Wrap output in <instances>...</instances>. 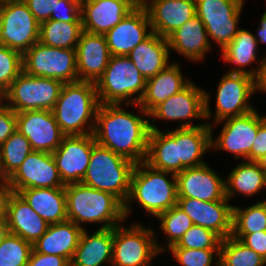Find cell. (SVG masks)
<instances>
[{"instance_id": "cell-1", "label": "cell", "mask_w": 266, "mask_h": 266, "mask_svg": "<svg viewBox=\"0 0 266 266\" xmlns=\"http://www.w3.org/2000/svg\"><path fill=\"white\" fill-rule=\"evenodd\" d=\"M122 104H100L96 111L95 142L135 164L144 162L150 134V119L122 108Z\"/></svg>"}, {"instance_id": "cell-2", "label": "cell", "mask_w": 266, "mask_h": 266, "mask_svg": "<svg viewBox=\"0 0 266 266\" xmlns=\"http://www.w3.org/2000/svg\"><path fill=\"white\" fill-rule=\"evenodd\" d=\"M65 194L67 220L83 229V223H103L99 229H108L125 221L124 204L109 192L78 182L66 184Z\"/></svg>"}, {"instance_id": "cell-3", "label": "cell", "mask_w": 266, "mask_h": 266, "mask_svg": "<svg viewBox=\"0 0 266 266\" xmlns=\"http://www.w3.org/2000/svg\"><path fill=\"white\" fill-rule=\"evenodd\" d=\"M171 174V179L168 175ZM136 202L147 214H159L177 205L176 174L150 167L145 162L135 164L130 180V192L124 203L125 219L131 213V202Z\"/></svg>"}, {"instance_id": "cell-4", "label": "cell", "mask_w": 266, "mask_h": 266, "mask_svg": "<svg viewBox=\"0 0 266 266\" xmlns=\"http://www.w3.org/2000/svg\"><path fill=\"white\" fill-rule=\"evenodd\" d=\"M99 105L95 83L79 80L64 83L52 112L65 136L93 134Z\"/></svg>"}, {"instance_id": "cell-5", "label": "cell", "mask_w": 266, "mask_h": 266, "mask_svg": "<svg viewBox=\"0 0 266 266\" xmlns=\"http://www.w3.org/2000/svg\"><path fill=\"white\" fill-rule=\"evenodd\" d=\"M135 163L98 143L93 144L89 165L81 183L116 196L123 204L130 192Z\"/></svg>"}, {"instance_id": "cell-6", "label": "cell", "mask_w": 266, "mask_h": 266, "mask_svg": "<svg viewBox=\"0 0 266 266\" xmlns=\"http://www.w3.org/2000/svg\"><path fill=\"white\" fill-rule=\"evenodd\" d=\"M99 104H138L146 79L128 56H111L103 75L95 83ZM137 96H136V95Z\"/></svg>"}, {"instance_id": "cell-7", "label": "cell", "mask_w": 266, "mask_h": 266, "mask_svg": "<svg viewBox=\"0 0 266 266\" xmlns=\"http://www.w3.org/2000/svg\"><path fill=\"white\" fill-rule=\"evenodd\" d=\"M63 85L60 80L31 76L22 71L0 100L16 113L34 110L52 111Z\"/></svg>"}, {"instance_id": "cell-8", "label": "cell", "mask_w": 266, "mask_h": 266, "mask_svg": "<svg viewBox=\"0 0 266 266\" xmlns=\"http://www.w3.org/2000/svg\"><path fill=\"white\" fill-rule=\"evenodd\" d=\"M22 61L23 71L28 75L63 83L79 81L76 49L49 47L37 42L22 55Z\"/></svg>"}, {"instance_id": "cell-9", "label": "cell", "mask_w": 266, "mask_h": 266, "mask_svg": "<svg viewBox=\"0 0 266 266\" xmlns=\"http://www.w3.org/2000/svg\"><path fill=\"white\" fill-rule=\"evenodd\" d=\"M40 23L23 0L0 2V43L22 55L39 42Z\"/></svg>"}, {"instance_id": "cell-10", "label": "cell", "mask_w": 266, "mask_h": 266, "mask_svg": "<svg viewBox=\"0 0 266 266\" xmlns=\"http://www.w3.org/2000/svg\"><path fill=\"white\" fill-rule=\"evenodd\" d=\"M154 230L140 223L127 228L114 227L112 266H150L151 260L161 254L156 247Z\"/></svg>"}, {"instance_id": "cell-11", "label": "cell", "mask_w": 266, "mask_h": 266, "mask_svg": "<svg viewBox=\"0 0 266 266\" xmlns=\"http://www.w3.org/2000/svg\"><path fill=\"white\" fill-rule=\"evenodd\" d=\"M210 93L205 92L196 84L190 82L184 89L169 97L164 102L157 105L150 113L149 118L180 121V128L209 126L206 122L193 125V119H208L212 116L210 102ZM191 119V120H189ZM181 120H187L181 122Z\"/></svg>"}, {"instance_id": "cell-12", "label": "cell", "mask_w": 266, "mask_h": 266, "mask_svg": "<svg viewBox=\"0 0 266 266\" xmlns=\"http://www.w3.org/2000/svg\"><path fill=\"white\" fill-rule=\"evenodd\" d=\"M196 15L203 22L208 38L223 50L238 33L239 17L245 0H195Z\"/></svg>"}, {"instance_id": "cell-13", "label": "cell", "mask_w": 266, "mask_h": 266, "mask_svg": "<svg viewBox=\"0 0 266 266\" xmlns=\"http://www.w3.org/2000/svg\"><path fill=\"white\" fill-rule=\"evenodd\" d=\"M266 119L261 116L256 109L242 115L223 119L218 123H224L220 134L215 138L213 136L212 125L207 122L211 128V149L222 150L233 153L235 159L243 157L244 161H249V153L258 132V126Z\"/></svg>"}, {"instance_id": "cell-14", "label": "cell", "mask_w": 266, "mask_h": 266, "mask_svg": "<svg viewBox=\"0 0 266 266\" xmlns=\"http://www.w3.org/2000/svg\"><path fill=\"white\" fill-rule=\"evenodd\" d=\"M257 91L258 83L252 76L225 73L217 87L214 123L253 111L255 108L251 106L250 98Z\"/></svg>"}, {"instance_id": "cell-15", "label": "cell", "mask_w": 266, "mask_h": 266, "mask_svg": "<svg viewBox=\"0 0 266 266\" xmlns=\"http://www.w3.org/2000/svg\"><path fill=\"white\" fill-rule=\"evenodd\" d=\"M12 192L28 188H65L52 153L32 151L7 180Z\"/></svg>"}, {"instance_id": "cell-16", "label": "cell", "mask_w": 266, "mask_h": 266, "mask_svg": "<svg viewBox=\"0 0 266 266\" xmlns=\"http://www.w3.org/2000/svg\"><path fill=\"white\" fill-rule=\"evenodd\" d=\"M95 138L93 134L64 136L52 153L63 183L81 182L86 174Z\"/></svg>"}, {"instance_id": "cell-17", "label": "cell", "mask_w": 266, "mask_h": 266, "mask_svg": "<svg viewBox=\"0 0 266 266\" xmlns=\"http://www.w3.org/2000/svg\"><path fill=\"white\" fill-rule=\"evenodd\" d=\"M17 130L26 136L33 151L53 153L65 136L51 110L16 113Z\"/></svg>"}, {"instance_id": "cell-18", "label": "cell", "mask_w": 266, "mask_h": 266, "mask_svg": "<svg viewBox=\"0 0 266 266\" xmlns=\"http://www.w3.org/2000/svg\"><path fill=\"white\" fill-rule=\"evenodd\" d=\"M177 206L192 220L216 233L222 240L232 234L233 205L229 200L200 201L195 198H177Z\"/></svg>"}, {"instance_id": "cell-19", "label": "cell", "mask_w": 266, "mask_h": 266, "mask_svg": "<svg viewBox=\"0 0 266 266\" xmlns=\"http://www.w3.org/2000/svg\"><path fill=\"white\" fill-rule=\"evenodd\" d=\"M177 198H195L200 201H220L226 198L225 179L220 178L208 164L186 168L176 174Z\"/></svg>"}, {"instance_id": "cell-20", "label": "cell", "mask_w": 266, "mask_h": 266, "mask_svg": "<svg viewBox=\"0 0 266 266\" xmlns=\"http://www.w3.org/2000/svg\"><path fill=\"white\" fill-rule=\"evenodd\" d=\"M152 33L147 11L141 6L130 12L105 37L112 56H128L132 49Z\"/></svg>"}, {"instance_id": "cell-21", "label": "cell", "mask_w": 266, "mask_h": 266, "mask_svg": "<svg viewBox=\"0 0 266 266\" xmlns=\"http://www.w3.org/2000/svg\"><path fill=\"white\" fill-rule=\"evenodd\" d=\"M135 8L128 0H81L82 28L105 35Z\"/></svg>"}, {"instance_id": "cell-22", "label": "cell", "mask_w": 266, "mask_h": 266, "mask_svg": "<svg viewBox=\"0 0 266 266\" xmlns=\"http://www.w3.org/2000/svg\"><path fill=\"white\" fill-rule=\"evenodd\" d=\"M152 31L167 38L196 15L195 0H145Z\"/></svg>"}, {"instance_id": "cell-23", "label": "cell", "mask_w": 266, "mask_h": 266, "mask_svg": "<svg viewBox=\"0 0 266 266\" xmlns=\"http://www.w3.org/2000/svg\"><path fill=\"white\" fill-rule=\"evenodd\" d=\"M111 56L105 35L83 30L76 47L78 80L96 83Z\"/></svg>"}, {"instance_id": "cell-24", "label": "cell", "mask_w": 266, "mask_h": 266, "mask_svg": "<svg viewBox=\"0 0 266 266\" xmlns=\"http://www.w3.org/2000/svg\"><path fill=\"white\" fill-rule=\"evenodd\" d=\"M178 62L170 63L154 77L146 80L145 92L138 104L142 116L149 113L160 103L184 89L191 81L185 79Z\"/></svg>"}, {"instance_id": "cell-25", "label": "cell", "mask_w": 266, "mask_h": 266, "mask_svg": "<svg viewBox=\"0 0 266 266\" xmlns=\"http://www.w3.org/2000/svg\"><path fill=\"white\" fill-rule=\"evenodd\" d=\"M6 222L9 233L18 235L32 244L42 237L49 227L18 193L12 191L6 203Z\"/></svg>"}, {"instance_id": "cell-26", "label": "cell", "mask_w": 266, "mask_h": 266, "mask_svg": "<svg viewBox=\"0 0 266 266\" xmlns=\"http://www.w3.org/2000/svg\"><path fill=\"white\" fill-rule=\"evenodd\" d=\"M175 142L178 152V173L186 168L206 164L204 154L211 150L210 126L186 127L175 129Z\"/></svg>"}, {"instance_id": "cell-27", "label": "cell", "mask_w": 266, "mask_h": 266, "mask_svg": "<svg viewBox=\"0 0 266 266\" xmlns=\"http://www.w3.org/2000/svg\"><path fill=\"white\" fill-rule=\"evenodd\" d=\"M167 41L169 50H175L194 62L202 61L212 44L203 22L197 15L170 34Z\"/></svg>"}, {"instance_id": "cell-28", "label": "cell", "mask_w": 266, "mask_h": 266, "mask_svg": "<svg viewBox=\"0 0 266 266\" xmlns=\"http://www.w3.org/2000/svg\"><path fill=\"white\" fill-rule=\"evenodd\" d=\"M113 238L114 228L98 229L91 235L84 229L70 266L111 265Z\"/></svg>"}, {"instance_id": "cell-29", "label": "cell", "mask_w": 266, "mask_h": 266, "mask_svg": "<svg viewBox=\"0 0 266 266\" xmlns=\"http://www.w3.org/2000/svg\"><path fill=\"white\" fill-rule=\"evenodd\" d=\"M84 229L71 221L49 224L45 234L34 244L36 252L58 255L71 262Z\"/></svg>"}, {"instance_id": "cell-30", "label": "cell", "mask_w": 266, "mask_h": 266, "mask_svg": "<svg viewBox=\"0 0 266 266\" xmlns=\"http://www.w3.org/2000/svg\"><path fill=\"white\" fill-rule=\"evenodd\" d=\"M170 52L167 38L153 32L132 49L128 57L147 80L169 65Z\"/></svg>"}, {"instance_id": "cell-31", "label": "cell", "mask_w": 266, "mask_h": 266, "mask_svg": "<svg viewBox=\"0 0 266 266\" xmlns=\"http://www.w3.org/2000/svg\"><path fill=\"white\" fill-rule=\"evenodd\" d=\"M248 29H239L233 40L221 51V56L227 63L235 64L234 69L231 68L228 72L247 74L255 78L257 81L260 79L263 63L266 56L260 59L258 68L256 69H244L243 67L252 64L254 60L257 63V50L258 42ZM237 65V66H236Z\"/></svg>"}, {"instance_id": "cell-32", "label": "cell", "mask_w": 266, "mask_h": 266, "mask_svg": "<svg viewBox=\"0 0 266 266\" xmlns=\"http://www.w3.org/2000/svg\"><path fill=\"white\" fill-rule=\"evenodd\" d=\"M17 193L48 224L67 221L65 188H28Z\"/></svg>"}, {"instance_id": "cell-33", "label": "cell", "mask_w": 266, "mask_h": 266, "mask_svg": "<svg viewBox=\"0 0 266 266\" xmlns=\"http://www.w3.org/2000/svg\"><path fill=\"white\" fill-rule=\"evenodd\" d=\"M150 134L148 139L145 163L150 167L178 173V152L175 142V129L164 132L150 122ZM168 131V132H167Z\"/></svg>"}, {"instance_id": "cell-34", "label": "cell", "mask_w": 266, "mask_h": 266, "mask_svg": "<svg viewBox=\"0 0 266 266\" xmlns=\"http://www.w3.org/2000/svg\"><path fill=\"white\" fill-rule=\"evenodd\" d=\"M225 179L228 200H231L235 193L252 197L265 187V172L255 161L238 163Z\"/></svg>"}, {"instance_id": "cell-35", "label": "cell", "mask_w": 266, "mask_h": 266, "mask_svg": "<svg viewBox=\"0 0 266 266\" xmlns=\"http://www.w3.org/2000/svg\"><path fill=\"white\" fill-rule=\"evenodd\" d=\"M82 31V23L49 19L40 24L39 42L49 47L76 49Z\"/></svg>"}, {"instance_id": "cell-36", "label": "cell", "mask_w": 266, "mask_h": 266, "mask_svg": "<svg viewBox=\"0 0 266 266\" xmlns=\"http://www.w3.org/2000/svg\"><path fill=\"white\" fill-rule=\"evenodd\" d=\"M32 151L26 136L16 130L0 146V177L7 181Z\"/></svg>"}, {"instance_id": "cell-37", "label": "cell", "mask_w": 266, "mask_h": 266, "mask_svg": "<svg viewBox=\"0 0 266 266\" xmlns=\"http://www.w3.org/2000/svg\"><path fill=\"white\" fill-rule=\"evenodd\" d=\"M258 253L243 244L239 239L229 236L221 241L219 266H265Z\"/></svg>"}, {"instance_id": "cell-38", "label": "cell", "mask_w": 266, "mask_h": 266, "mask_svg": "<svg viewBox=\"0 0 266 266\" xmlns=\"http://www.w3.org/2000/svg\"><path fill=\"white\" fill-rule=\"evenodd\" d=\"M266 231V200L248 207L233 206L232 234Z\"/></svg>"}, {"instance_id": "cell-39", "label": "cell", "mask_w": 266, "mask_h": 266, "mask_svg": "<svg viewBox=\"0 0 266 266\" xmlns=\"http://www.w3.org/2000/svg\"><path fill=\"white\" fill-rule=\"evenodd\" d=\"M156 218L160 220L161 230L166 236L165 240L168 241L166 246H161L155 241L156 247L160 253L163 251L165 252V248L167 250L172 245H175L184 233L193 226L190 217L177 205L159 214Z\"/></svg>"}, {"instance_id": "cell-40", "label": "cell", "mask_w": 266, "mask_h": 266, "mask_svg": "<svg viewBox=\"0 0 266 266\" xmlns=\"http://www.w3.org/2000/svg\"><path fill=\"white\" fill-rule=\"evenodd\" d=\"M32 250V243L8 233L0 243V266H26Z\"/></svg>"}, {"instance_id": "cell-41", "label": "cell", "mask_w": 266, "mask_h": 266, "mask_svg": "<svg viewBox=\"0 0 266 266\" xmlns=\"http://www.w3.org/2000/svg\"><path fill=\"white\" fill-rule=\"evenodd\" d=\"M22 71V54L0 43V98Z\"/></svg>"}, {"instance_id": "cell-42", "label": "cell", "mask_w": 266, "mask_h": 266, "mask_svg": "<svg viewBox=\"0 0 266 266\" xmlns=\"http://www.w3.org/2000/svg\"><path fill=\"white\" fill-rule=\"evenodd\" d=\"M222 239L213 231L193 225L180 240L170 248L220 249Z\"/></svg>"}, {"instance_id": "cell-43", "label": "cell", "mask_w": 266, "mask_h": 266, "mask_svg": "<svg viewBox=\"0 0 266 266\" xmlns=\"http://www.w3.org/2000/svg\"><path fill=\"white\" fill-rule=\"evenodd\" d=\"M177 262L182 266H211L215 258V266H219L220 249H188V248H169Z\"/></svg>"}, {"instance_id": "cell-44", "label": "cell", "mask_w": 266, "mask_h": 266, "mask_svg": "<svg viewBox=\"0 0 266 266\" xmlns=\"http://www.w3.org/2000/svg\"><path fill=\"white\" fill-rule=\"evenodd\" d=\"M50 20L82 23L81 0H59L55 14H51Z\"/></svg>"}, {"instance_id": "cell-45", "label": "cell", "mask_w": 266, "mask_h": 266, "mask_svg": "<svg viewBox=\"0 0 266 266\" xmlns=\"http://www.w3.org/2000/svg\"><path fill=\"white\" fill-rule=\"evenodd\" d=\"M36 20L41 24L55 14L59 0H23Z\"/></svg>"}, {"instance_id": "cell-46", "label": "cell", "mask_w": 266, "mask_h": 266, "mask_svg": "<svg viewBox=\"0 0 266 266\" xmlns=\"http://www.w3.org/2000/svg\"><path fill=\"white\" fill-rule=\"evenodd\" d=\"M17 130L16 112L0 100V146Z\"/></svg>"}, {"instance_id": "cell-47", "label": "cell", "mask_w": 266, "mask_h": 266, "mask_svg": "<svg viewBox=\"0 0 266 266\" xmlns=\"http://www.w3.org/2000/svg\"><path fill=\"white\" fill-rule=\"evenodd\" d=\"M266 260V231L252 234H231Z\"/></svg>"}, {"instance_id": "cell-48", "label": "cell", "mask_w": 266, "mask_h": 266, "mask_svg": "<svg viewBox=\"0 0 266 266\" xmlns=\"http://www.w3.org/2000/svg\"><path fill=\"white\" fill-rule=\"evenodd\" d=\"M26 266H70V262L62 256L43 254L33 249Z\"/></svg>"}, {"instance_id": "cell-49", "label": "cell", "mask_w": 266, "mask_h": 266, "mask_svg": "<svg viewBox=\"0 0 266 266\" xmlns=\"http://www.w3.org/2000/svg\"><path fill=\"white\" fill-rule=\"evenodd\" d=\"M264 154H266V119L258 126V132L249 153V161H256Z\"/></svg>"}, {"instance_id": "cell-50", "label": "cell", "mask_w": 266, "mask_h": 266, "mask_svg": "<svg viewBox=\"0 0 266 266\" xmlns=\"http://www.w3.org/2000/svg\"><path fill=\"white\" fill-rule=\"evenodd\" d=\"M11 189L6 180L0 182V220H6V203Z\"/></svg>"}, {"instance_id": "cell-51", "label": "cell", "mask_w": 266, "mask_h": 266, "mask_svg": "<svg viewBox=\"0 0 266 266\" xmlns=\"http://www.w3.org/2000/svg\"><path fill=\"white\" fill-rule=\"evenodd\" d=\"M254 37L258 43H266V11L261 17V24L258 27L257 36Z\"/></svg>"}, {"instance_id": "cell-52", "label": "cell", "mask_w": 266, "mask_h": 266, "mask_svg": "<svg viewBox=\"0 0 266 266\" xmlns=\"http://www.w3.org/2000/svg\"><path fill=\"white\" fill-rule=\"evenodd\" d=\"M258 83V91L266 92V59L263 63V70L260 79L257 81Z\"/></svg>"}, {"instance_id": "cell-53", "label": "cell", "mask_w": 266, "mask_h": 266, "mask_svg": "<svg viewBox=\"0 0 266 266\" xmlns=\"http://www.w3.org/2000/svg\"><path fill=\"white\" fill-rule=\"evenodd\" d=\"M9 228L7 226L6 220H0V243L8 235Z\"/></svg>"}, {"instance_id": "cell-54", "label": "cell", "mask_w": 266, "mask_h": 266, "mask_svg": "<svg viewBox=\"0 0 266 266\" xmlns=\"http://www.w3.org/2000/svg\"><path fill=\"white\" fill-rule=\"evenodd\" d=\"M259 167L266 172V154L262 155L258 160L255 161Z\"/></svg>"}, {"instance_id": "cell-55", "label": "cell", "mask_w": 266, "mask_h": 266, "mask_svg": "<svg viewBox=\"0 0 266 266\" xmlns=\"http://www.w3.org/2000/svg\"><path fill=\"white\" fill-rule=\"evenodd\" d=\"M130 1L135 7L144 6L145 0H128Z\"/></svg>"}, {"instance_id": "cell-56", "label": "cell", "mask_w": 266, "mask_h": 266, "mask_svg": "<svg viewBox=\"0 0 266 266\" xmlns=\"http://www.w3.org/2000/svg\"><path fill=\"white\" fill-rule=\"evenodd\" d=\"M4 1H14V0H0V2H4Z\"/></svg>"}, {"instance_id": "cell-57", "label": "cell", "mask_w": 266, "mask_h": 266, "mask_svg": "<svg viewBox=\"0 0 266 266\" xmlns=\"http://www.w3.org/2000/svg\"><path fill=\"white\" fill-rule=\"evenodd\" d=\"M264 188H266V172H265V187Z\"/></svg>"}]
</instances>
